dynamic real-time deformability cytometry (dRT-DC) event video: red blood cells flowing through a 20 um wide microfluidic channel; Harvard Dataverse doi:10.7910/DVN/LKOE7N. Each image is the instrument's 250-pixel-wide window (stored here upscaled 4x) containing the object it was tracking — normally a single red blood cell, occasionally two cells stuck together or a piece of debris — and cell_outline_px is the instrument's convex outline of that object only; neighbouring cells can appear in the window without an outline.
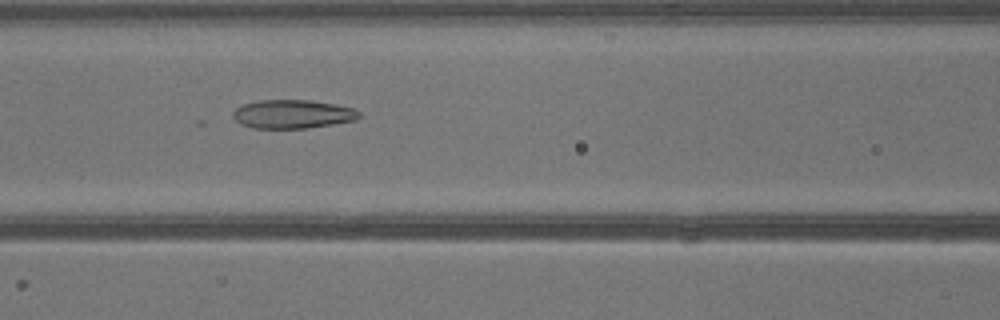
{"species": "common noctule bat (a hibernating species)", "species_latin": "Nyctalus noctula", "temperature_condition": "warm", "stored_images_in_passage": 30, "camera_frame_rate_fps": 3000, "um_per_image_px": 0.085, "animal": {"sex": "male", "body_mass_g": 13.3}, "frame": {"image": 1, "passage_image": 6, "time_ms": 1.667, "image_size_px": [1000, 320], "cell_outline_px": [[360, 116], [356, 120], [308, 128], [252, 128], [240, 124], [232, 116], [232, 112], [236, 108], [244, 104], [260, 100], [308, 100], [336, 104], [352, 108], [360, 112]], "centroid_in_image_um": [24.86, 9.7], "position_along_channel_um": 141.7, "area_um2": 21.04}}
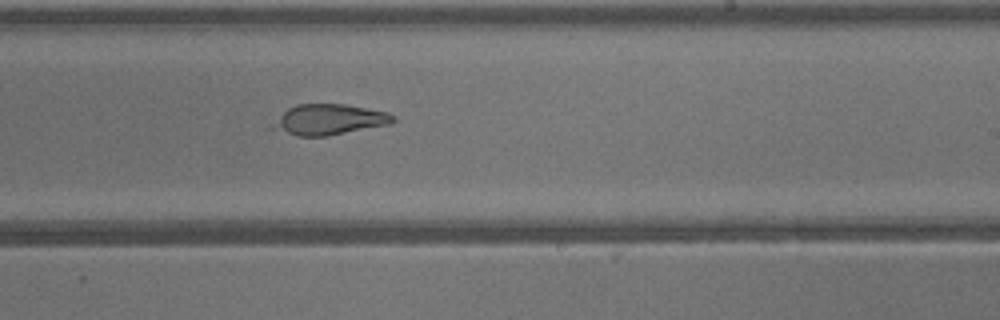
{"frame": {"image": 2, "passage_image": 13, "time_ms": 4.0, "image_size_px": [1000, 320], "cell_outline_px": [[396, 120], [392, 124], [328, 136], [296, 136], [264, 128], [288, 108], [296, 104], [344, 104], [388, 112], [396, 116]], "centroid_in_image_um": [27.91, 10.18], "position_along_channel_um": 261.1, "area_um2": 22.02}}
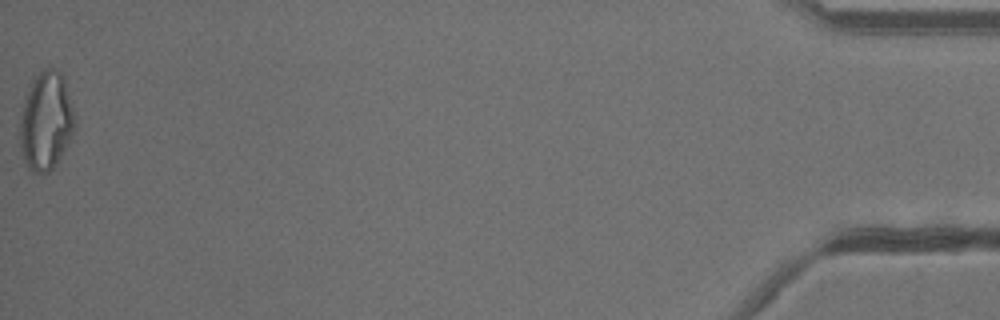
{"frame": {"image": 3, "passage_image": 29, "time_ms": 9.333, "image_size_px": [1000, 320], "cell_outline_px": [[72, 132], [64, 148], [52, 168], [48, 172], [32, 172], [28, 168], [24, 160], [20, 144], [20, 120], [24, 104], [28, 92], [36, 76], [44, 68], [56, 68], [64, 76], [72, 108]], "centroid_in_image_um": [3.88, 10.27], "position_along_channel_um": 431.3, "area_um2": 30.17}}